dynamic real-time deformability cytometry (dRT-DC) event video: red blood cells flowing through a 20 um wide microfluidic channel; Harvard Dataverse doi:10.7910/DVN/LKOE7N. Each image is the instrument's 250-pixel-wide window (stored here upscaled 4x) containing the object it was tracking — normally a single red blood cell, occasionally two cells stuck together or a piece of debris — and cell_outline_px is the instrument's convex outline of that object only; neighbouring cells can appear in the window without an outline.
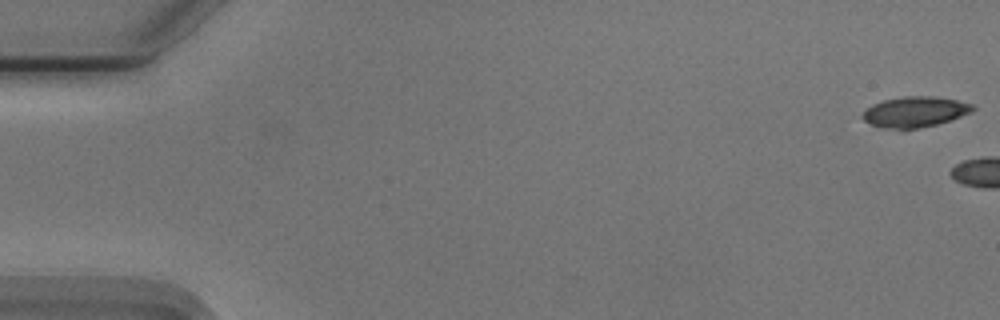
{"species": "Egyptian fruit bat (a non-hibernating species)", "species_latin": "Rousettus aegyptiacus", "temperature_condition": "cold", "stored_images_in_passage": 4, "camera_frame_rate_fps": 3000, "um_per_image_px": 0.085, "animal": {"sex": "male"}, "frame": {"image": 1, "passage_image": 1, "time_ms": 0.0, "image_size_px": [1000, 320], "cell_outline_px": [[976, 108], [972, 112], [936, 124], [916, 128], [884, 128], [872, 124], [864, 120], [860, 116], [872, 104], [884, 100], [904, 96], [932, 96], [956, 100], [972, 104]], "centroid_in_image_um": [77.76, 9.49], "position_along_channel_um": 7.2, "area_um2": 19.25}}